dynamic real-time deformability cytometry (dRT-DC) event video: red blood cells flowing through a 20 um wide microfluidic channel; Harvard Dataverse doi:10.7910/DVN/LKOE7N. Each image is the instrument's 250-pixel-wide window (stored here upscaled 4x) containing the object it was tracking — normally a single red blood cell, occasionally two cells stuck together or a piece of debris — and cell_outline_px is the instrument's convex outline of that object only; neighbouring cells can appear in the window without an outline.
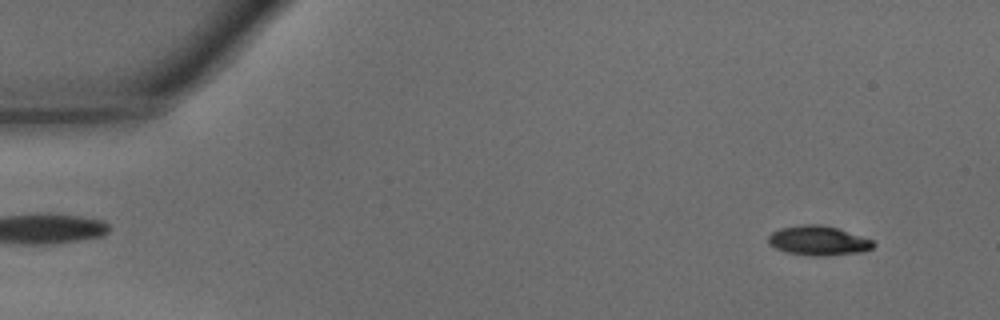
{"species": "common noctule bat (a hibernating species)", "species_latin": "Nyctalus noctula", "temperature_condition": "warm", "stored_images_in_passage": 46, "camera_frame_rate_fps": 3000, "um_per_image_px": 0.085, "animal": {"sex": "male", "body_mass_g": 15.6}, "frame": {"image": 1, "passage_image": 3, "time_ms": 0.667, "image_size_px": [1000, 320], "cell_outline_px": [[876, 244], [872, 248], [860, 252], [828, 256], [812, 256], [788, 252], [776, 248], [768, 244], [768, 236], [772, 232], [780, 228], [804, 224], [820, 224], [836, 228], [872, 240]], "centroid_in_image_um": [69.54, 20.46], "position_along_channel_um": 15.5, "area_um2": 17.92}}
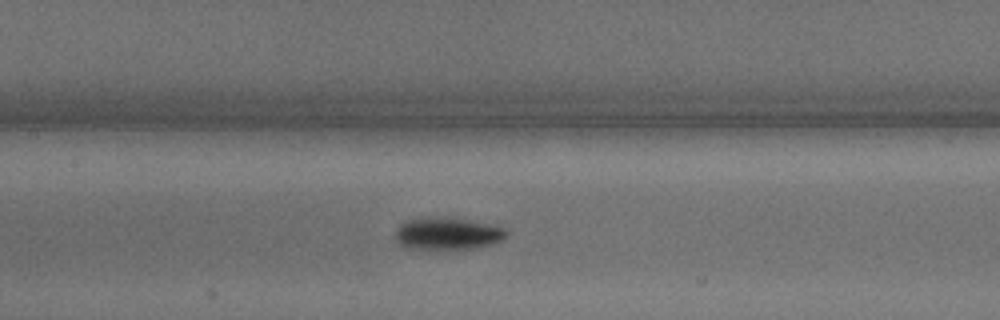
{"frame": {"image": 2, "passage_image": 21, "time_ms": 6.667, "image_size_px": [1000, 320], "cell_outline_px": [[508, 236], [504, 240], [492, 244], [476, 248], [440, 252], [408, 248], [400, 244], [396, 240], [396, 228], [400, 224], [412, 220], [468, 220], [492, 224], [504, 228], [508, 232]], "centroid_in_image_um": [38.11, 19.96], "position_along_channel_um": 169.3, "area_um2": 20.81}}
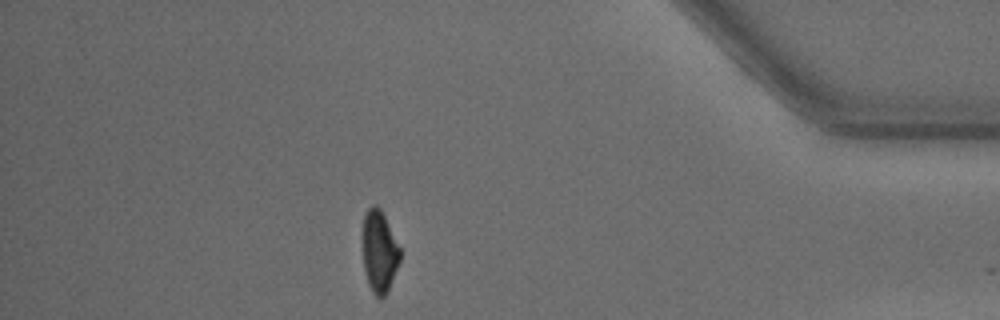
{"frame": {"image": 3, "passage_image": 40, "time_ms": 13.0, "image_size_px": [1000, 320], "cell_outline_px": [[400, 260], [388, 292], [384, 296], [376, 296], [372, 292], [368, 284], [364, 272], [364, 216], [368, 208], [372, 204], [376, 204], [380, 208], [400, 248]], "centroid_in_image_um": [32.25, 21.4], "position_along_channel_um": 402.9, "area_um2": 17.51}, "authors_computed_cell_mechanics": {"area_um2": 19.0451, "velocity_mm_per_s": 4.3416, "shape_relaxation_time_tau1_ms": 1.8567, "shape_relaxation_time_tau2_ms": 5.338, "deformation_change_tau1": 0.1219, "deformation_change_tau2": 0.0985}}